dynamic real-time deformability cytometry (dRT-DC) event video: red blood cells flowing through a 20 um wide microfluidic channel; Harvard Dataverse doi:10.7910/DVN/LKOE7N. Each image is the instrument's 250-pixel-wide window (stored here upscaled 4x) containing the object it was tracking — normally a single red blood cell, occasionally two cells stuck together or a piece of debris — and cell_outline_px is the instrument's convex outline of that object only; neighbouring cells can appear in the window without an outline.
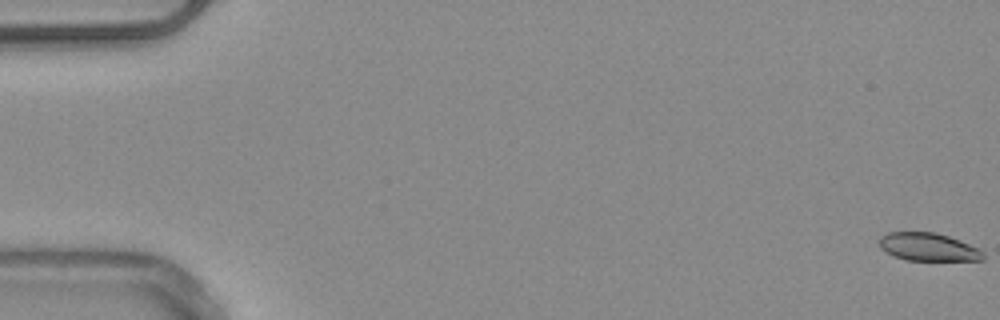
{"species": "common noctule bat (a hibernating species)", "species_latin": "Nyctalus noctula", "temperature_condition": "warm", "stored_images_in_passage": 54, "camera_frame_rate_fps": 3000, "um_per_image_px": 0.085, "animal": {"sex": "male", "body_mass_g": 20.4}, "frame": {"image": 1, "passage_image": 1, "time_ms": 0.0, "image_size_px": [1000, 320], "cell_outline_px": [[984, 260], [904, 260], [880, 248], [880, 236], [888, 232], [936, 232], [948, 236], [968, 244], [984, 252]], "centroid_in_image_um": [78.89, 20.99], "position_along_channel_um": 6.1, "area_um2": 16.7}}
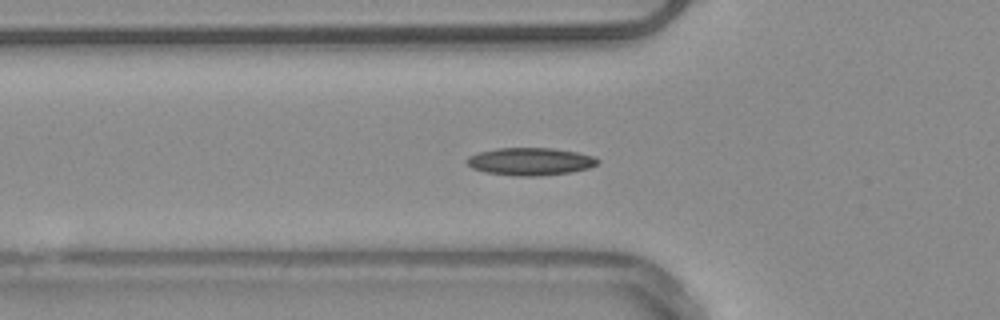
{"frame": {"image": 2, "passage_image": 19, "time_ms": 6.0, "image_size_px": [1000, 320], "cell_outline_px": [[600, 160], [596, 164], [588, 168], [572, 172], [540, 176], [512, 176], [484, 172], [472, 168], [464, 160], [468, 156], [480, 152], [496, 148], [552, 148], [576, 152], [592, 156]], "centroid_in_image_um": [45.03, 13.73], "position_along_channel_um": 80.8, "area_um2": 21.1}, "authors_computed_cell_mechanics": {"area_um2": 18.9006, "velocity_mm_per_s": 3.9326, "shape_relaxation_time_tau1_ms": null, "shape_relaxation_time_tau2_ms": 4.1749, "deformation_change_tau1": null, "deformation_change_tau2": 0.084}}